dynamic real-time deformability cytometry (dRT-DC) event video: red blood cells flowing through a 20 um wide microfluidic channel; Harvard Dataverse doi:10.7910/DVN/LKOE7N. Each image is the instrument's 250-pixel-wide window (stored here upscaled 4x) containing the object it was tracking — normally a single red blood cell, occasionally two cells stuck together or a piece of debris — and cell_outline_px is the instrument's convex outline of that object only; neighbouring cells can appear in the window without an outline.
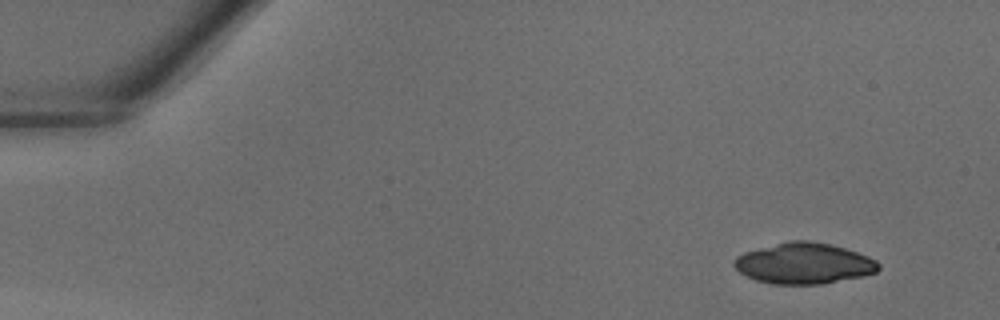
{"species": "common noctule bat (a hibernating species)", "species_latin": "Nyctalus noctula", "temperature_condition": "warm", "stored_images_in_passage": 10, "camera_frame_rate_fps": 3000, "um_per_image_px": 0.085, "animal": {"sex": "male", "body_mass_g": 18.8}, "frame": {"image": 1, "passage_image": 1, "time_ms": 0.0, "image_size_px": [1000, 320], "cell_outline_px": [[880, 268], [876, 272], [864, 276], [820, 284], [772, 284], [756, 280], [740, 272], [732, 264], [732, 260], [736, 256], [744, 252], [788, 240], [808, 240], [828, 244], [844, 248], [868, 256], [876, 260], [880, 264]], "centroid_in_image_um": [68.32, 22.38], "position_along_channel_um": 16.7, "area_um2": 34.45}}